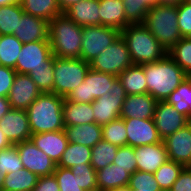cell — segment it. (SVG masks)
<instances>
[{"mask_svg":"<svg viewBox=\"0 0 191 191\" xmlns=\"http://www.w3.org/2000/svg\"><path fill=\"white\" fill-rule=\"evenodd\" d=\"M147 93L157 101H166L170 94L189 76L167 54L164 58L141 65Z\"/></svg>","mask_w":191,"mask_h":191,"instance_id":"cell-1","label":"cell"},{"mask_svg":"<svg viewBox=\"0 0 191 191\" xmlns=\"http://www.w3.org/2000/svg\"><path fill=\"white\" fill-rule=\"evenodd\" d=\"M64 99L55 93H41L27 108L32 134L64 130Z\"/></svg>","mask_w":191,"mask_h":191,"instance_id":"cell-2","label":"cell"},{"mask_svg":"<svg viewBox=\"0 0 191 191\" xmlns=\"http://www.w3.org/2000/svg\"><path fill=\"white\" fill-rule=\"evenodd\" d=\"M82 31L65 13L49 21L48 40L54 57L81 58Z\"/></svg>","mask_w":191,"mask_h":191,"instance_id":"cell-3","label":"cell"},{"mask_svg":"<svg viewBox=\"0 0 191 191\" xmlns=\"http://www.w3.org/2000/svg\"><path fill=\"white\" fill-rule=\"evenodd\" d=\"M121 36L135 65L156 62L167 55V50L142 23L129 24L121 31Z\"/></svg>","mask_w":191,"mask_h":191,"instance_id":"cell-4","label":"cell"},{"mask_svg":"<svg viewBox=\"0 0 191 191\" xmlns=\"http://www.w3.org/2000/svg\"><path fill=\"white\" fill-rule=\"evenodd\" d=\"M142 24L167 51L182 38L177 6L159 4L150 7Z\"/></svg>","mask_w":191,"mask_h":191,"instance_id":"cell-5","label":"cell"},{"mask_svg":"<svg viewBox=\"0 0 191 191\" xmlns=\"http://www.w3.org/2000/svg\"><path fill=\"white\" fill-rule=\"evenodd\" d=\"M53 68L54 93L66 98L84 81L90 64L81 58L55 57Z\"/></svg>","mask_w":191,"mask_h":191,"instance_id":"cell-6","label":"cell"},{"mask_svg":"<svg viewBox=\"0 0 191 191\" xmlns=\"http://www.w3.org/2000/svg\"><path fill=\"white\" fill-rule=\"evenodd\" d=\"M117 78L115 75L98 72L90 68L84 81L66 99L77 103H92L106 93L111 94L114 81Z\"/></svg>","mask_w":191,"mask_h":191,"instance_id":"cell-7","label":"cell"},{"mask_svg":"<svg viewBox=\"0 0 191 191\" xmlns=\"http://www.w3.org/2000/svg\"><path fill=\"white\" fill-rule=\"evenodd\" d=\"M89 64L95 71L115 76L133 65L128 47L121 35Z\"/></svg>","mask_w":191,"mask_h":191,"instance_id":"cell-8","label":"cell"},{"mask_svg":"<svg viewBox=\"0 0 191 191\" xmlns=\"http://www.w3.org/2000/svg\"><path fill=\"white\" fill-rule=\"evenodd\" d=\"M120 35L121 31L103 25L83 27L81 59L90 63Z\"/></svg>","mask_w":191,"mask_h":191,"instance_id":"cell-9","label":"cell"},{"mask_svg":"<svg viewBox=\"0 0 191 191\" xmlns=\"http://www.w3.org/2000/svg\"><path fill=\"white\" fill-rule=\"evenodd\" d=\"M54 58L49 41L24 43L14 70L28 75L39 67H53Z\"/></svg>","mask_w":191,"mask_h":191,"instance_id":"cell-10","label":"cell"},{"mask_svg":"<svg viewBox=\"0 0 191 191\" xmlns=\"http://www.w3.org/2000/svg\"><path fill=\"white\" fill-rule=\"evenodd\" d=\"M125 98V90L120 80L117 78L114 81V87L111 94L106 93L92 102L95 123L103 126L120 118V112Z\"/></svg>","mask_w":191,"mask_h":191,"instance_id":"cell-11","label":"cell"},{"mask_svg":"<svg viewBox=\"0 0 191 191\" xmlns=\"http://www.w3.org/2000/svg\"><path fill=\"white\" fill-rule=\"evenodd\" d=\"M15 146L25 169L39 177L54 173L57 164L46 153L37 148L31 140L20 142Z\"/></svg>","mask_w":191,"mask_h":191,"instance_id":"cell-12","label":"cell"},{"mask_svg":"<svg viewBox=\"0 0 191 191\" xmlns=\"http://www.w3.org/2000/svg\"><path fill=\"white\" fill-rule=\"evenodd\" d=\"M127 133V145L136 147L162 142L153 118H122Z\"/></svg>","mask_w":191,"mask_h":191,"instance_id":"cell-13","label":"cell"},{"mask_svg":"<svg viewBox=\"0 0 191 191\" xmlns=\"http://www.w3.org/2000/svg\"><path fill=\"white\" fill-rule=\"evenodd\" d=\"M0 128L12 145L30 140L32 135L26 110L8 111L0 119Z\"/></svg>","mask_w":191,"mask_h":191,"instance_id":"cell-14","label":"cell"},{"mask_svg":"<svg viewBox=\"0 0 191 191\" xmlns=\"http://www.w3.org/2000/svg\"><path fill=\"white\" fill-rule=\"evenodd\" d=\"M40 94L41 91L29 75L17 73L7 98L11 109L27 110Z\"/></svg>","mask_w":191,"mask_h":191,"instance_id":"cell-15","label":"cell"},{"mask_svg":"<svg viewBox=\"0 0 191 191\" xmlns=\"http://www.w3.org/2000/svg\"><path fill=\"white\" fill-rule=\"evenodd\" d=\"M153 120L162 140L188 124V118L166 101H158Z\"/></svg>","mask_w":191,"mask_h":191,"instance_id":"cell-16","label":"cell"},{"mask_svg":"<svg viewBox=\"0 0 191 191\" xmlns=\"http://www.w3.org/2000/svg\"><path fill=\"white\" fill-rule=\"evenodd\" d=\"M170 161L191 166V127L189 124L163 140Z\"/></svg>","mask_w":191,"mask_h":191,"instance_id":"cell-17","label":"cell"},{"mask_svg":"<svg viewBox=\"0 0 191 191\" xmlns=\"http://www.w3.org/2000/svg\"><path fill=\"white\" fill-rule=\"evenodd\" d=\"M49 22L43 18L23 13L18 20L17 30L13 35L23 44L36 41H49Z\"/></svg>","mask_w":191,"mask_h":191,"instance_id":"cell-18","label":"cell"},{"mask_svg":"<svg viewBox=\"0 0 191 191\" xmlns=\"http://www.w3.org/2000/svg\"><path fill=\"white\" fill-rule=\"evenodd\" d=\"M138 171L155 173L168 158L164 142L134 147Z\"/></svg>","mask_w":191,"mask_h":191,"instance_id":"cell-19","label":"cell"},{"mask_svg":"<svg viewBox=\"0 0 191 191\" xmlns=\"http://www.w3.org/2000/svg\"><path fill=\"white\" fill-rule=\"evenodd\" d=\"M157 103L158 101L148 93L126 95L120 118H153Z\"/></svg>","mask_w":191,"mask_h":191,"instance_id":"cell-20","label":"cell"},{"mask_svg":"<svg viewBox=\"0 0 191 191\" xmlns=\"http://www.w3.org/2000/svg\"><path fill=\"white\" fill-rule=\"evenodd\" d=\"M30 140L56 164L60 161L69 143L64 130L32 134Z\"/></svg>","mask_w":191,"mask_h":191,"instance_id":"cell-21","label":"cell"},{"mask_svg":"<svg viewBox=\"0 0 191 191\" xmlns=\"http://www.w3.org/2000/svg\"><path fill=\"white\" fill-rule=\"evenodd\" d=\"M99 0H81L64 13L80 27L100 25Z\"/></svg>","mask_w":191,"mask_h":191,"instance_id":"cell-22","label":"cell"},{"mask_svg":"<svg viewBox=\"0 0 191 191\" xmlns=\"http://www.w3.org/2000/svg\"><path fill=\"white\" fill-rule=\"evenodd\" d=\"M99 5L100 25L119 31L129 25L125 17L123 0H99Z\"/></svg>","mask_w":191,"mask_h":191,"instance_id":"cell-23","label":"cell"},{"mask_svg":"<svg viewBox=\"0 0 191 191\" xmlns=\"http://www.w3.org/2000/svg\"><path fill=\"white\" fill-rule=\"evenodd\" d=\"M64 132L70 143L85 145L90 148L102 140V126L95 122L65 126Z\"/></svg>","mask_w":191,"mask_h":191,"instance_id":"cell-24","label":"cell"},{"mask_svg":"<svg viewBox=\"0 0 191 191\" xmlns=\"http://www.w3.org/2000/svg\"><path fill=\"white\" fill-rule=\"evenodd\" d=\"M92 103H77L64 99L63 118L65 126L90 124L95 122Z\"/></svg>","mask_w":191,"mask_h":191,"instance_id":"cell-25","label":"cell"},{"mask_svg":"<svg viewBox=\"0 0 191 191\" xmlns=\"http://www.w3.org/2000/svg\"><path fill=\"white\" fill-rule=\"evenodd\" d=\"M131 174L113 163L96 171L97 187L99 191L128 186Z\"/></svg>","mask_w":191,"mask_h":191,"instance_id":"cell-26","label":"cell"},{"mask_svg":"<svg viewBox=\"0 0 191 191\" xmlns=\"http://www.w3.org/2000/svg\"><path fill=\"white\" fill-rule=\"evenodd\" d=\"M117 77L123 85L126 95L147 93V81L141 65L133 64Z\"/></svg>","mask_w":191,"mask_h":191,"instance_id":"cell-27","label":"cell"},{"mask_svg":"<svg viewBox=\"0 0 191 191\" xmlns=\"http://www.w3.org/2000/svg\"><path fill=\"white\" fill-rule=\"evenodd\" d=\"M39 176L23 168L6 174L3 191H32Z\"/></svg>","mask_w":191,"mask_h":191,"instance_id":"cell-28","label":"cell"},{"mask_svg":"<svg viewBox=\"0 0 191 191\" xmlns=\"http://www.w3.org/2000/svg\"><path fill=\"white\" fill-rule=\"evenodd\" d=\"M20 4L25 13L48 22L61 14L57 0H21Z\"/></svg>","mask_w":191,"mask_h":191,"instance_id":"cell-29","label":"cell"},{"mask_svg":"<svg viewBox=\"0 0 191 191\" xmlns=\"http://www.w3.org/2000/svg\"><path fill=\"white\" fill-rule=\"evenodd\" d=\"M90 161V147L69 142L56 167L72 168L75 165L81 166L83 163H90Z\"/></svg>","mask_w":191,"mask_h":191,"instance_id":"cell-30","label":"cell"},{"mask_svg":"<svg viewBox=\"0 0 191 191\" xmlns=\"http://www.w3.org/2000/svg\"><path fill=\"white\" fill-rule=\"evenodd\" d=\"M166 102L171 104L180 114L191 118V77H188L175 89Z\"/></svg>","mask_w":191,"mask_h":191,"instance_id":"cell-31","label":"cell"},{"mask_svg":"<svg viewBox=\"0 0 191 191\" xmlns=\"http://www.w3.org/2000/svg\"><path fill=\"white\" fill-rule=\"evenodd\" d=\"M23 43L14 35H1L0 38V65L15 69L17 58Z\"/></svg>","mask_w":191,"mask_h":191,"instance_id":"cell-32","label":"cell"},{"mask_svg":"<svg viewBox=\"0 0 191 191\" xmlns=\"http://www.w3.org/2000/svg\"><path fill=\"white\" fill-rule=\"evenodd\" d=\"M117 149L118 146L113 145L103 139L100 140L91 148L90 164L96 171L112 164L117 154Z\"/></svg>","mask_w":191,"mask_h":191,"instance_id":"cell-33","label":"cell"},{"mask_svg":"<svg viewBox=\"0 0 191 191\" xmlns=\"http://www.w3.org/2000/svg\"><path fill=\"white\" fill-rule=\"evenodd\" d=\"M23 13L20 3L0 7V35H13Z\"/></svg>","mask_w":191,"mask_h":191,"instance_id":"cell-34","label":"cell"},{"mask_svg":"<svg viewBox=\"0 0 191 191\" xmlns=\"http://www.w3.org/2000/svg\"><path fill=\"white\" fill-rule=\"evenodd\" d=\"M167 54L191 77V37H182L167 51Z\"/></svg>","mask_w":191,"mask_h":191,"instance_id":"cell-35","label":"cell"},{"mask_svg":"<svg viewBox=\"0 0 191 191\" xmlns=\"http://www.w3.org/2000/svg\"><path fill=\"white\" fill-rule=\"evenodd\" d=\"M183 168L182 164L168 160L157 169L154 173V178L161 191H169L171 189Z\"/></svg>","mask_w":191,"mask_h":191,"instance_id":"cell-36","label":"cell"},{"mask_svg":"<svg viewBox=\"0 0 191 191\" xmlns=\"http://www.w3.org/2000/svg\"><path fill=\"white\" fill-rule=\"evenodd\" d=\"M102 139L118 147L127 146L124 119L118 118L102 126Z\"/></svg>","mask_w":191,"mask_h":191,"instance_id":"cell-37","label":"cell"},{"mask_svg":"<svg viewBox=\"0 0 191 191\" xmlns=\"http://www.w3.org/2000/svg\"><path fill=\"white\" fill-rule=\"evenodd\" d=\"M70 169L73 174H76L80 188L84 191L98 190L96 170L90 163H83L81 166L75 165Z\"/></svg>","mask_w":191,"mask_h":191,"instance_id":"cell-38","label":"cell"},{"mask_svg":"<svg viewBox=\"0 0 191 191\" xmlns=\"http://www.w3.org/2000/svg\"><path fill=\"white\" fill-rule=\"evenodd\" d=\"M24 166L18 154L17 147L11 145L0 150V171L3 175L23 169Z\"/></svg>","mask_w":191,"mask_h":191,"instance_id":"cell-39","label":"cell"},{"mask_svg":"<svg viewBox=\"0 0 191 191\" xmlns=\"http://www.w3.org/2000/svg\"><path fill=\"white\" fill-rule=\"evenodd\" d=\"M41 93H54V68L39 67L28 74Z\"/></svg>","mask_w":191,"mask_h":191,"instance_id":"cell-40","label":"cell"},{"mask_svg":"<svg viewBox=\"0 0 191 191\" xmlns=\"http://www.w3.org/2000/svg\"><path fill=\"white\" fill-rule=\"evenodd\" d=\"M128 187L139 191H161L153 173L138 170L131 175Z\"/></svg>","mask_w":191,"mask_h":191,"instance_id":"cell-41","label":"cell"},{"mask_svg":"<svg viewBox=\"0 0 191 191\" xmlns=\"http://www.w3.org/2000/svg\"><path fill=\"white\" fill-rule=\"evenodd\" d=\"M126 21L129 24H141L150 9L147 4H140L136 0H123Z\"/></svg>","mask_w":191,"mask_h":191,"instance_id":"cell-42","label":"cell"},{"mask_svg":"<svg viewBox=\"0 0 191 191\" xmlns=\"http://www.w3.org/2000/svg\"><path fill=\"white\" fill-rule=\"evenodd\" d=\"M113 164L126 169L132 175L137 170L134 147L128 145L118 147Z\"/></svg>","mask_w":191,"mask_h":191,"instance_id":"cell-43","label":"cell"},{"mask_svg":"<svg viewBox=\"0 0 191 191\" xmlns=\"http://www.w3.org/2000/svg\"><path fill=\"white\" fill-rule=\"evenodd\" d=\"M54 176L57 179L60 191H84L80 188L76 174L70 168L56 167Z\"/></svg>","mask_w":191,"mask_h":191,"instance_id":"cell-44","label":"cell"},{"mask_svg":"<svg viewBox=\"0 0 191 191\" xmlns=\"http://www.w3.org/2000/svg\"><path fill=\"white\" fill-rule=\"evenodd\" d=\"M178 26L182 37H191V3L182 1L177 6Z\"/></svg>","mask_w":191,"mask_h":191,"instance_id":"cell-45","label":"cell"},{"mask_svg":"<svg viewBox=\"0 0 191 191\" xmlns=\"http://www.w3.org/2000/svg\"><path fill=\"white\" fill-rule=\"evenodd\" d=\"M17 72L9 67L0 65V96L8 97Z\"/></svg>","mask_w":191,"mask_h":191,"instance_id":"cell-46","label":"cell"},{"mask_svg":"<svg viewBox=\"0 0 191 191\" xmlns=\"http://www.w3.org/2000/svg\"><path fill=\"white\" fill-rule=\"evenodd\" d=\"M169 191H191V168L184 167Z\"/></svg>","mask_w":191,"mask_h":191,"instance_id":"cell-47","label":"cell"},{"mask_svg":"<svg viewBox=\"0 0 191 191\" xmlns=\"http://www.w3.org/2000/svg\"><path fill=\"white\" fill-rule=\"evenodd\" d=\"M32 191H60L57 179L54 174L39 177L38 182Z\"/></svg>","mask_w":191,"mask_h":191,"instance_id":"cell-48","label":"cell"},{"mask_svg":"<svg viewBox=\"0 0 191 191\" xmlns=\"http://www.w3.org/2000/svg\"><path fill=\"white\" fill-rule=\"evenodd\" d=\"M11 110V106L7 97L0 96V119Z\"/></svg>","mask_w":191,"mask_h":191,"instance_id":"cell-49","label":"cell"},{"mask_svg":"<svg viewBox=\"0 0 191 191\" xmlns=\"http://www.w3.org/2000/svg\"><path fill=\"white\" fill-rule=\"evenodd\" d=\"M80 1L81 0H57V3L60 7L61 13H64L67 9Z\"/></svg>","mask_w":191,"mask_h":191,"instance_id":"cell-50","label":"cell"},{"mask_svg":"<svg viewBox=\"0 0 191 191\" xmlns=\"http://www.w3.org/2000/svg\"><path fill=\"white\" fill-rule=\"evenodd\" d=\"M11 145L12 144L10 143V141L7 139L6 135L0 128V150L5 149Z\"/></svg>","mask_w":191,"mask_h":191,"instance_id":"cell-51","label":"cell"},{"mask_svg":"<svg viewBox=\"0 0 191 191\" xmlns=\"http://www.w3.org/2000/svg\"><path fill=\"white\" fill-rule=\"evenodd\" d=\"M183 0H159L160 5L178 6Z\"/></svg>","mask_w":191,"mask_h":191,"instance_id":"cell-52","label":"cell"},{"mask_svg":"<svg viewBox=\"0 0 191 191\" xmlns=\"http://www.w3.org/2000/svg\"><path fill=\"white\" fill-rule=\"evenodd\" d=\"M137 2H140V4H147L149 7H154L156 5H159V0H136Z\"/></svg>","mask_w":191,"mask_h":191,"instance_id":"cell-53","label":"cell"},{"mask_svg":"<svg viewBox=\"0 0 191 191\" xmlns=\"http://www.w3.org/2000/svg\"><path fill=\"white\" fill-rule=\"evenodd\" d=\"M21 0H0V7L13 3H20Z\"/></svg>","mask_w":191,"mask_h":191,"instance_id":"cell-54","label":"cell"},{"mask_svg":"<svg viewBox=\"0 0 191 191\" xmlns=\"http://www.w3.org/2000/svg\"><path fill=\"white\" fill-rule=\"evenodd\" d=\"M106 191H130V188L128 186H122V187L112 188Z\"/></svg>","mask_w":191,"mask_h":191,"instance_id":"cell-55","label":"cell"},{"mask_svg":"<svg viewBox=\"0 0 191 191\" xmlns=\"http://www.w3.org/2000/svg\"><path fill=\"white\" fill-rule=\"evenodd\" d=\"M5 175L2 174L0 171V191L3 190V184H4Z\"/></svg>","mask_w":191,"mask_h":191,"instance_id":"cell-56","label":"cell"}]
</instances>
